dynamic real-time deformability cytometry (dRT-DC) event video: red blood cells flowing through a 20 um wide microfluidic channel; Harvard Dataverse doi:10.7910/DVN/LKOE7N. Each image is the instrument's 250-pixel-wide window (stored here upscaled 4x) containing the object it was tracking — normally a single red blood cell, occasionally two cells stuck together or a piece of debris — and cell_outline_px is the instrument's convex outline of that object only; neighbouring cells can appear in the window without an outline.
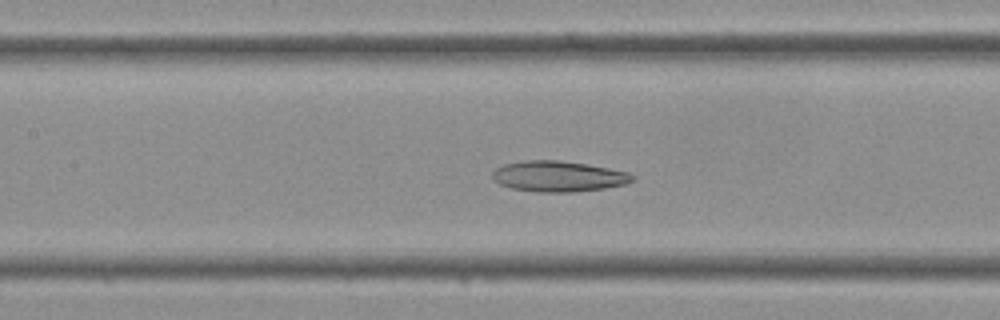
{"species": "Egyptian fruit bat (a non-hibernating species)", "species_latin": "Rousettus aegyptiacus", "temperature_condition": "cold", "stored_images_in_passage": 40, "camera_frame_rate_fps": 3000, "um_per_image_px": 0.085, "frame": {"image": 1, "passage_image": 17, "time_ms": 5.333, "image_size_px": [1000, 320], "cell_outline_px": [[636, 180], [624, 184], [604, 188], [572, 192], [536, 192], [512, 188], [500, 184], [492, 180], [492, 172], [496, 168], [504, 164], [524, 160], [556, 160], [584, 164], [608, 168], [628, 172], [636, 176]], "centroid_in_image_um": [47.45, 14.99], "position_along_channel_um": 160.0, "area_um2": 25.03}}
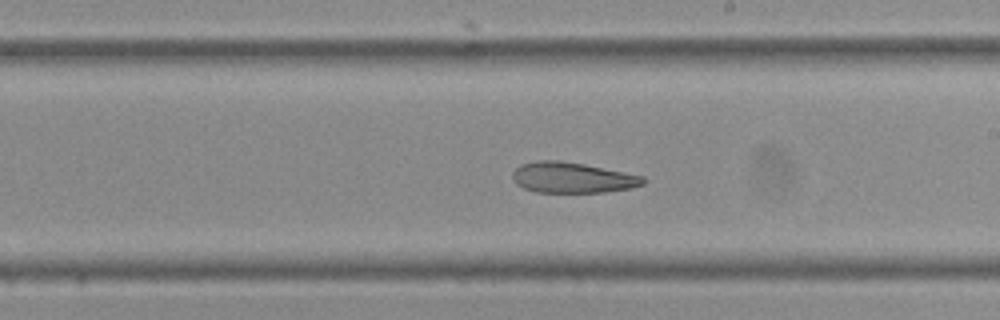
{"frame": {"image": 2, "passage_image": 22, "time_ms": 7.0, "image_size_px": [1000, 320], "cell_outline_px": [[648, 180], [644, 184], [632, 188], [604, 192], [536, 192], [524, 188], [516, 184], [512, 180], [512, 172], [520, 164], [536, 160], [560, 160], [584, 164], [644, 176]], "centroid_in_image_um": [48.64, 15.09], "position_along_channel_um": 240.4, "area_um2": 23.52}}
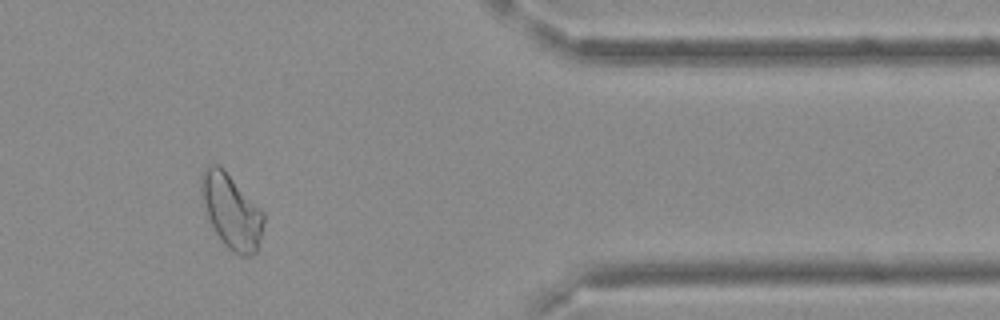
{"frame": {"image": 3, "passage_image": 33, "time_ms": 10.667, "image_size_px": [1000, 320], "cell_outline_px": [[264, 220], [256, 252], [252, 256], [240, 256], [232, 252], [224, 244], [216, 232], [208, 216], [200, 192], [200, 176], [204, 168], [208, 164], [220, 164], [224, 168], [264, 212]], "centroid_in_image_um": [19.65, 17.92], "position_along_channel_um": 391.7, "area_um2": 26.99}}